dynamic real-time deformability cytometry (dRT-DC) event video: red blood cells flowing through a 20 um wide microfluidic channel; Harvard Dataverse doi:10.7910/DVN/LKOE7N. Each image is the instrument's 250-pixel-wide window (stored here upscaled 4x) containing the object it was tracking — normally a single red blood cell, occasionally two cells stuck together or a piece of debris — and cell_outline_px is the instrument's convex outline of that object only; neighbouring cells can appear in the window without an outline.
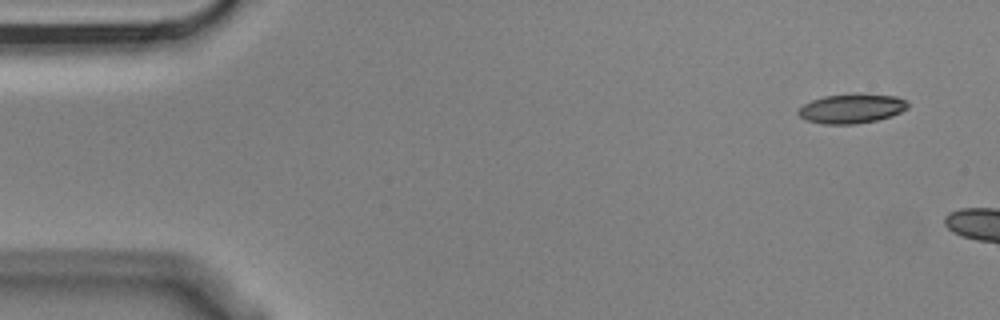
{"species": "Egyptian fruit bat (a non-hibernating species)", "species_latin": "Rousettus aegyptiacus", "temperature_condition": "cold", "stored_images_in_passage": 3, "camera_frame_rate_fps": 3000, "um_per_image_px": 0.085, "animal": {"sex": "male"}, "frame": {"image": 1, "passage_image": 1, "time_ms": 0.0, "image_size_px": [1000, 320], "cell_outline_px": [[908, 108], [892, 116], [876, 120], [856, 124], [824, 124], [804, 120], [796, 112], [804, 104], [812, 100], [824, 96], [896, 96], [904, 100], [908, 104]], "centroid_in_image_um": [72.34, 9.28], "position_along_channel_um": 12.7, "area_um2": 18.03}}